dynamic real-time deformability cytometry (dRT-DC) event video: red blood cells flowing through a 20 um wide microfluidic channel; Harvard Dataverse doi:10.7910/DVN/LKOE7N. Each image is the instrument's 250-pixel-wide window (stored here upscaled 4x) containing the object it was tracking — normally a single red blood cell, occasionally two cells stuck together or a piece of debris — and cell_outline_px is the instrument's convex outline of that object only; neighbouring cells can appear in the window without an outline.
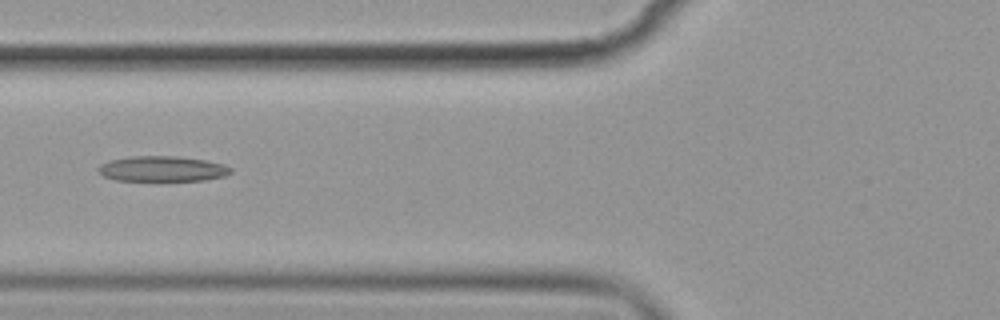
{"species": "common noctule bat (a hibernating species)", "species_latin": "Nyctalus noctula", "temperature_condition": "cold", "stored_images_in_passage": 6, "camera_frame_rate_fps": 3000, "um_per_image_px": 0.085, "animal": {"sex": "female", "body_mass_g": 19.9}, "frame": {"image": 1, "passage_image": 6, "time_ms": 6.667, "image_size_px": [1000, 320], "cell_outline_px": [[232, 172], [224, 176], [204, 180], [116, 180], [104, 176], [96, 168], [100, 164], [108, 160], [136, 156], [176, 156], [204, 160], [224, 164], [232, 168]], "centroid_in_image_um": [13.8, 14.34], "position_along_channel_um": 112.0, "area_um2": 19.42}}